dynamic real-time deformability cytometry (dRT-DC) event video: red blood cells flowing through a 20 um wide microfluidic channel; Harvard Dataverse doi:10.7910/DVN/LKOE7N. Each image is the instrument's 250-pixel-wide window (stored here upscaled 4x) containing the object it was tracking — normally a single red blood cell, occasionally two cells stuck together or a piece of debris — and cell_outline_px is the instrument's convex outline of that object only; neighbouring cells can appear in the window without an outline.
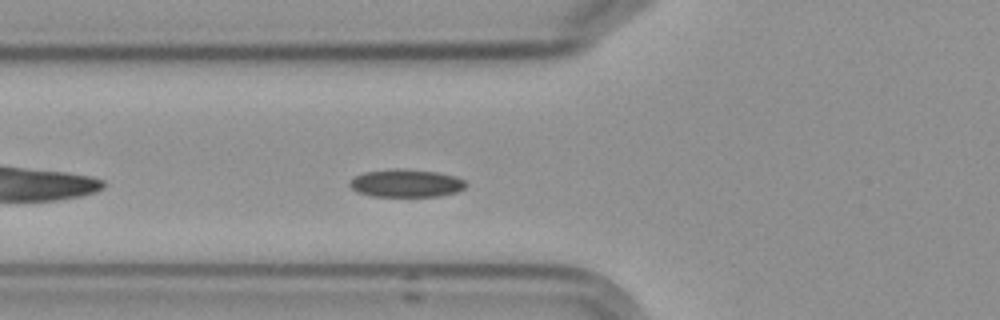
{"species": "Egyptian fruit bat (a non-hibernating species)", "species_latin": "Rousettus aegyptiacus", "temperature_condition": "cold", "stored_images_in_passage": 5, "camera_frame_rate_fps": 3000, "um_per_image_px": 0.085, "frame": {"image": 1, "passage_image": 5, "time_ms": 5.333, "image_size_px": [1000, 320], "cell_outline_px": [[468, 184], [464, 188], [456, 192], [436, 196], [372, 196], [356, 192], [348, 184], [356, 176], [364, 172], [396, 168], [400, 168], [436, 172], [456, 176], [464, 180]], "centroid_in_image_um": [34.52, 15.57], "position_along_channel_um": 91.3, "area_um2": 18.79}}